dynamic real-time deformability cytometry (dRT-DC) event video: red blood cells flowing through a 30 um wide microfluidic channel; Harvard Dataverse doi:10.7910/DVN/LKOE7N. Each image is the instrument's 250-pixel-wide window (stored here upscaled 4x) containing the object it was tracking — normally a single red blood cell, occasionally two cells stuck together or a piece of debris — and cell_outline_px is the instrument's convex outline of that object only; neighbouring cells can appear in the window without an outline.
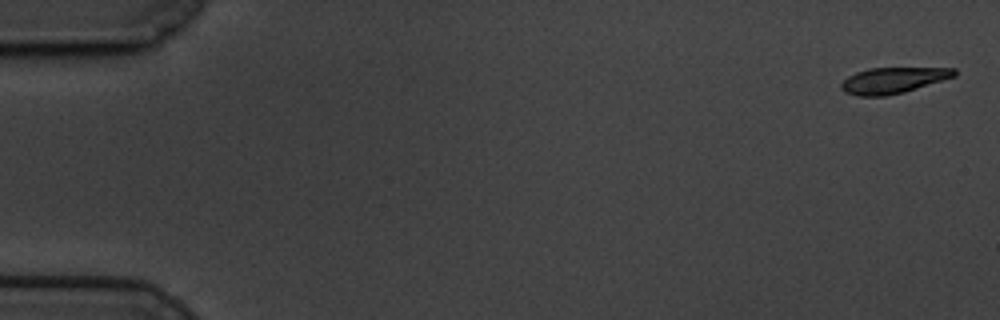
{"species": "common noctule bat (a hibernating species)", "species_latin": "Nyctalus noctula", "temperature_condition": "cold", "stored_images_in_passage": 60, "camera_frame_rate_fps": 3000, "um_per_image_px": 0.085, "animal": {"sex": "male", "body_mass_g": 19.5, "forearm_length_mm": 54.6}, "frame": {"image": 1, "passage_image": 1, "time_ms": 0.0, "image_size_px": [1000, 320], "cell_outline_px": [[956, 76], [904, 92], [884, 96], [856, 96], [844, 92], [840, 88], [840, 84], [848, 76], [856, 72], [868, 68], [956, 68]], "centroid_in_image_um": [75.88, 6.83], "position_along_channel_um": 9.1, "area_um2": 17.11}}
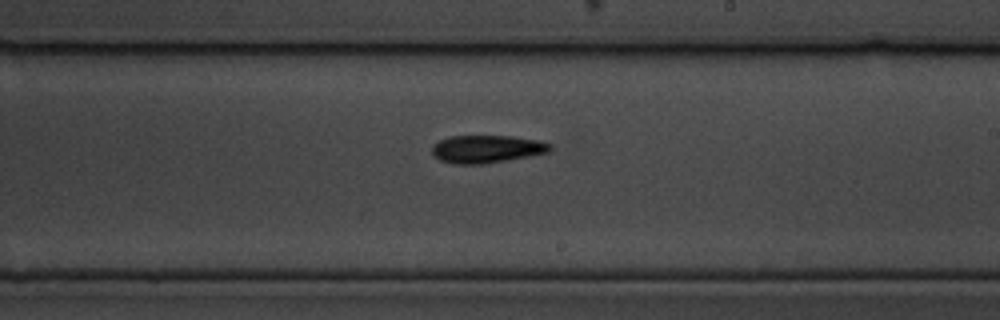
{"frame": {"image": 2, "passage_image": 35, "time_ms": 11.333, "image_size_px": [1000, 320], "cell_outline_px": [[552, 152], [480, 164], [452, 164], [440, 160], [432, 156], [432, 144], [448, 136], [512, 136], [540, 140], [552, 144]], "centroid_in_image_um": [41.36, 12.66], "position_along_channel_um": 247.6, "area_um2": 19.25}}
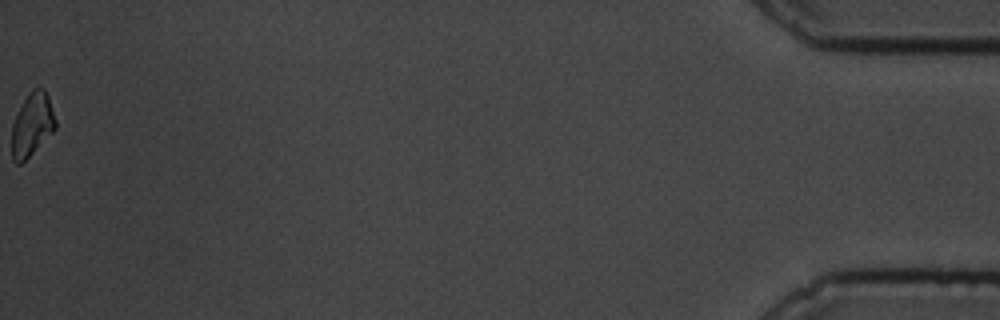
{"frame": {"image": 3, "passage_image": 60, "time_ms": 19.667, "image_size_px": [1000, 320], "cell_outline_px": [[56, 128], [20, 164], [16, 164], [12, 160], [12, 124], [28, 92], [32, 88], [44, 88], [48, 96], [56, 120]], "centroid_in_image_um": [2.72, 10.57], "position_along_channel_um": 432.5, "area_um2": 15.78}, "authors_computed_cell_mechanics": {"area_um2": 18.496, "velocity_mm_per_s": 3.3652, "shape_relaxation_time_tau1_ms": 3.4819, "shape_relaxation_time_tau2_ms": 9.5294, "deformation_change_tau1": 0.1212, "deformation_change_tau2": 0.1405}}